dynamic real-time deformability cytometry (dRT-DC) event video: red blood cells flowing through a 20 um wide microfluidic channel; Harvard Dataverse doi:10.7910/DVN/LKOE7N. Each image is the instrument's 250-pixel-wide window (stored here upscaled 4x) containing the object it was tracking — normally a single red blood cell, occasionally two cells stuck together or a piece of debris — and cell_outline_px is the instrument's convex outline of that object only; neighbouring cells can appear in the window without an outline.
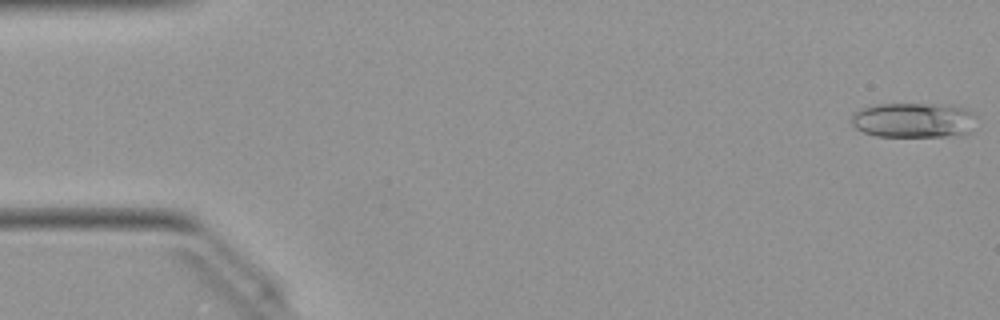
{"species": "Egyptian fruit bat (a non-hibernating species)", "species_latin": "Rousettus aegyptiacus", "temperature_condition": "warm", "stored_images_in_passage": 50, "camera_frame_rate_fps": 3000, "um_per_image_px": 0.085, "animal": {"sex": "female"}, "frame": {"image": 1, "passage_image": 1, "time_ms": 0.0, "image_size_px": [1000, 320], "cell_outline_px": [[976, 116], [972, 132], [964, 136], [876, 136], [864, 132], [856, 128], [852, 124], [852, 112], [860, 108], [876, 104], [956, 104], [972, 112]], "centroid_in_image_um": [77.71, 10.21], "position_along_channel_um": 7.3, "area_um2": 26.07}}
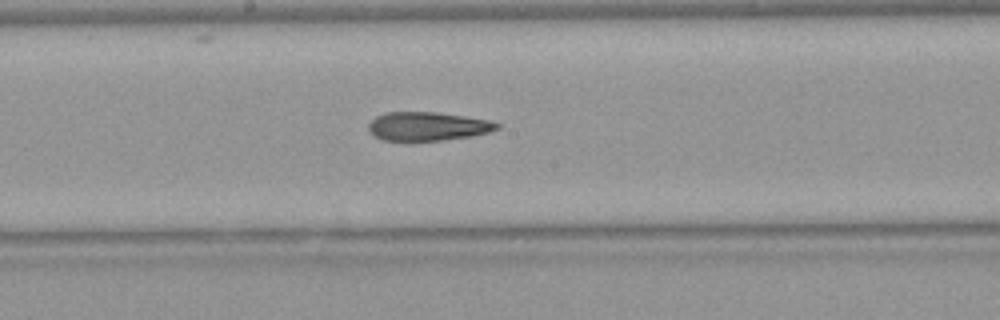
{"frame": {"image": 2, "passage_image": 26, "time_ms": 8.333, "image_size_px": [1000, 320], "cell_outline_px": [[500, 128], [488, 132], [472, 136], [444, 140], [412, 144], [408, 144], [380, 140], [372, 136], [368, 132], [368, 124], [376, 116], [384, 112], [436, 112], [468, 116], [488, 120], [500, 124]], "centroid_in_image_um": [36.26, 10.79], "position_along_channel_um": 211.9, "area_um2": 22.66}}
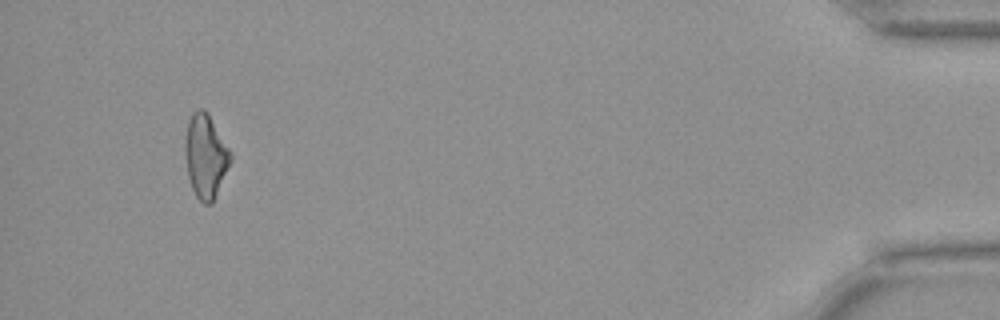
{"frame": {"image": 3, "passage_image": 47, "time_ms": 15.333, "image_size_px": [1000, 320], "cell_outline_px": [[232, 160], [212, 204], [204, 204], [196, 196], [192, 188], [188, 176], [184, 152], [184, 144], [188, 120], [192, 112], [196, 108], [204, 108], [208, 112], [232, 152]], "centroid_in_image_um": [17.48, 13.23], "position_along_channel_um": 417.7, "area_um2": 22.54}, "authors_computed_cell_mechanics": {"area_um2": 22.6287, "velocity_mm_per_s": 4.0574, "shape_relaxation_time_tau1_ms": 10.8303, "shape_relaxation_time_tau2_ms": 5.8242, "deformation_change_tau1": 0.2555, "deformation_change_tau2": 0.1899}}